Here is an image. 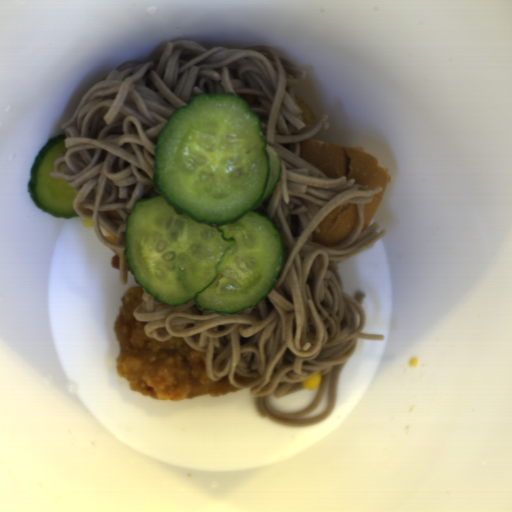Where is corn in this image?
<instances>
[{"label": "corn", "mask_w": 512, "mask_h": 512, "mask_svg": "<svg viewBox=\"0 0 512 512\" xmlns=\"http://www.w3.org/2000/svg\"><path fill=\"white\" fill-rule=\"evenodd\" d=\"M321 381H322V374H320L318 372L316 374L311 375L307 379H305L303 384H302V386L306 390H312L313 391V390L318 388V386L320 385Z\"/></svg>", "instance_id": "51d56268"}, {"label": "corn", "mask_w": 512, "mask_h": 512, "mask_svg": "<svg viewBox=\"0 0 512 512\" xmlns=\"http://www.w3.org/2000/svg\"><path fill=\"white\" fill-rule=\"evenodd\" d=\"M82 223H83V225L86 228H93L94 227V222L92 220H88V219H84L83 218Z\"/></svg>", "instance_id": "f1292c28"}]
</instances>
